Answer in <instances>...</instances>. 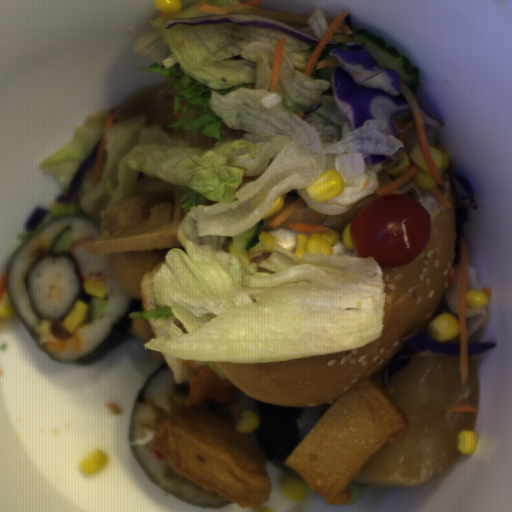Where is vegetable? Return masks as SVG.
I'll return each instance as SVG.
<instances>
[{
	"mask_svg": "<svg viewBox=\"0 0 512 512\" xmlns=\"http://www.w3.org/2000/svg\"><path fill=\"white\" fill-rule=\"evenodd\" d=\"M131 47L153 63L154 81L121 106L87 113L67 143L38 163L61 193L25 241L55 217L89 215L135 192L185 191L186 212L152 282L154 310L130 320L175 316L165 337L143 345L208 365L263 364L341 353L381 337L383 269L369 257L302 253L275 243L245 268L230 241L257 226L279 197L297 190L306 206L341 216L376 193L364 159L392 157L404 142L388 121L352 130L332 83L303 74L288 52L311 44L276 28L232 22L164 28L161 15ZM104 209V210H105Z\"/></svg>",
	"mask_w": 512,
	"mask_h": 512,
	"instance_id": "obj_1",
	"label": "vegetable"
},
{
	"mask_svg": "<svg viewBox=\"0 0 512 512\" xmlns=\"http://www.w3.org/2000/svg\"><path fill=\"white\" fill-rule=\"evenodd\" d=\"M327 21L329 19L326 11L322 7L314 6L309 19H307L308 27L297 30L320 41L329 27Z\"/></svg>",
	"mask_w": 512,
	"mask_h": 512,
	"instance_id": "obj_2",
	"label": "vegetable"
},
{
	"mask_svg": "<svg viewBox=\"0 0 512 512\" xmlns=\"http://www.w3.org/2000/svg\"><path fill=\"white\" fill-rule=\"evenodd\" d=\"M195 5L185 8V9H181L180 11H178L175 14H167L166 13L167 19H189V18L204 16V15H214L213 13L200 11V7H194Z\"/></svg>",
	"mask_w": 512,
	"mask_h": 512,
	"instance_id": "obj_3",
	"label": "vegetable"
},
{
	"mask_svg": "<svg viewBox=\"0 0 512 512\" xmlns=\"http://www.w3.org/2000/svg\"><path fill=\"white\" fill-rule=\"evenodd\" d=\"M202 2H205V4H210L212 6L219 7H227L230 5L243 3L239 0H203Z\"/></svg>",
	"mask_w": 512,
	"mask_h": 512,
	"instance_id": "obj_4",
	"label": "vegetable"
}]
</instances>
